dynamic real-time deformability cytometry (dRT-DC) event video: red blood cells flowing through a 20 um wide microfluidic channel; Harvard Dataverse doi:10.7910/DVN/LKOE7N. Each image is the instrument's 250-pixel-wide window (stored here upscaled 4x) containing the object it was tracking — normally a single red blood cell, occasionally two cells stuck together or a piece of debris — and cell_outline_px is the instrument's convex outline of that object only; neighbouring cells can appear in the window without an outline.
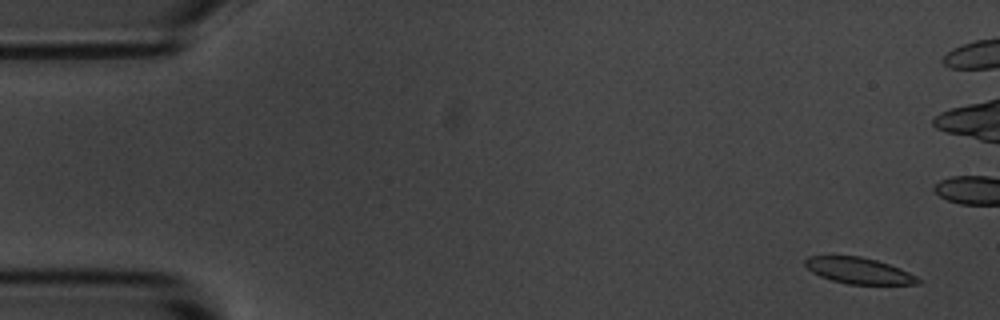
{"species": "common noctule bat (a hibernating species)", "species_latin": "Nyctalus noctula", "temperature_condition": "room temperature", "stored_images_in_passage": 9, "camera_frame_rate_fps": 3000, "um_per_image_px": 0.085, "animal": {"sex": "male", "body_mass_g": 20.1, "forearm_length_mm": 53.5}, "frame": {"image": 1, "passage_image": 1, "time_ms": 0.0, "image_size_px": [1000, 320], "cell_outline_px": [[920, 284], [848, 284], [832, 280], [820, 276], [812, 272], [804, 264], [804, 260], [808, 256], [860, 256], [876, 260], [900, 268], [916, 276], [920, 280]], "centroid_in_image_um": [72.98, 23.0], "position_along_channel_um": 12.0, "area_um2": 17.05}}